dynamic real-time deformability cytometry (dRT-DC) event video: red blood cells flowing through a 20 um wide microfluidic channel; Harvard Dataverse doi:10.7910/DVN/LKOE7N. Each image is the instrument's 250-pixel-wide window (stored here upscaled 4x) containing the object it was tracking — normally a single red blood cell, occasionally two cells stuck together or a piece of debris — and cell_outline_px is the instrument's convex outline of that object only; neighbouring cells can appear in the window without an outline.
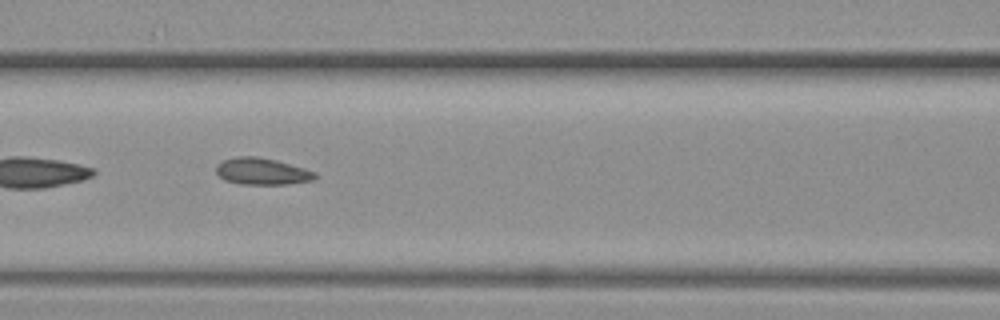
{"species": "common noctule bat (a hibernating species)", "species_latin": "Nyctalus noctula", "temperature_condition": "warm", "stored_images_in_passage": 10, "camera_frame_rate_fps": 3000, "um_per_image_px": 0.085, "animal": {"sex": "female", "body_mass_g": 19.3, "forearm_length_mm": 54.1}, "frame": {"image": 1, "passage_image": 9, "time_ms": 2.667, "image_size_px": [1000, 320], "cell_outline_px": [[316, 180], [288, 184], [240, 184], [224, 180], [216, 172], [216, 164], [224, 160], [240, 156], [256, 156], [276, 160], [304, 168], [316, 172]], "centroid_in_image_um": [22.28, 14.57], "position_along_channel_um": 144.3, "area_um2": 15.43}}